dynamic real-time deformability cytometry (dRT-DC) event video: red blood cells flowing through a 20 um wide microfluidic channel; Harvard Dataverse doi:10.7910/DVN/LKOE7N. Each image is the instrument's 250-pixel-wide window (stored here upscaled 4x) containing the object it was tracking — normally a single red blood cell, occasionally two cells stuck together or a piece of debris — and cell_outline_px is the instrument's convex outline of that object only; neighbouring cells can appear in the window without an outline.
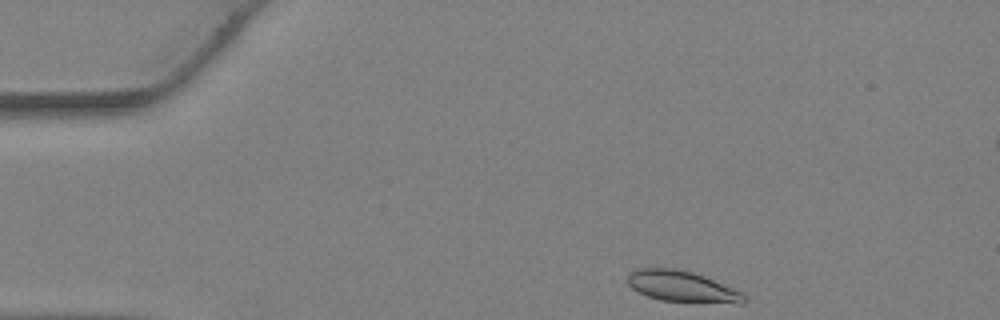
{"species": "Egyptian fruit bat (a non-hibernating species)", "species_latin": "Rousettus aegyptiacus", "temperature_condition": "warm", "stored_images_in_passage": 26, "camera_frame_rate_fps": 3000, "um_per_image_px": 0.085, "animal": {"sex": "female"}, "frame": {"image": 1, "passage_image": 1, "time_ms": 0.0, "image_size_px": [1000, 320], "cell_outline_px": [[748, 300], [744, 304], [740, 304], [660, 300], [648, 296], [632, 288], [628, 284], [628, 272], [636, 268], [676, 268], [692, 272], [704, 276], [744, 292], [748, 296]], "centroid_in_image_um": [58.04, 24.36], "position_along_channel_um": 27.0, "area_um2": 21.33}}
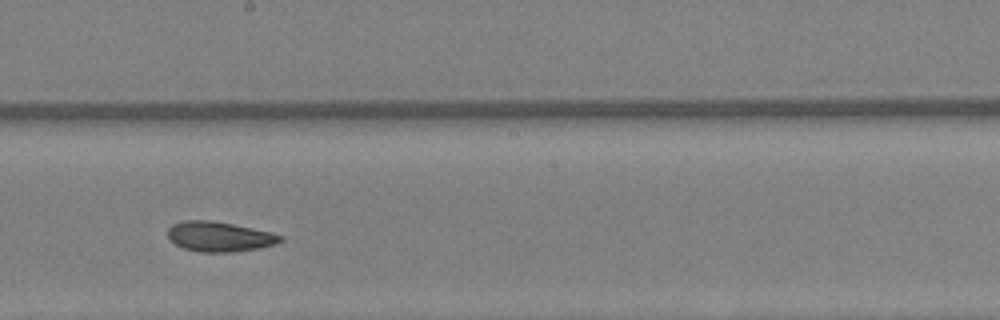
{"frame": {"image": 2, "passage_image": 16, "time_ms": 5.0, "image_size_px": [1000, 320], "cell_outline_px": [[284, 240], [276, 244], [256, 248], [232, 252], [200, 252], [184, 248], [168, 240], [168, 228], [172, 224], [184, 220], [212, 220], [272, 232], [284, 236]], "centroid_in_image_um": [18.64, 20.1], "position_along_channel_um": 229.6, "area_um2": 19.71}}
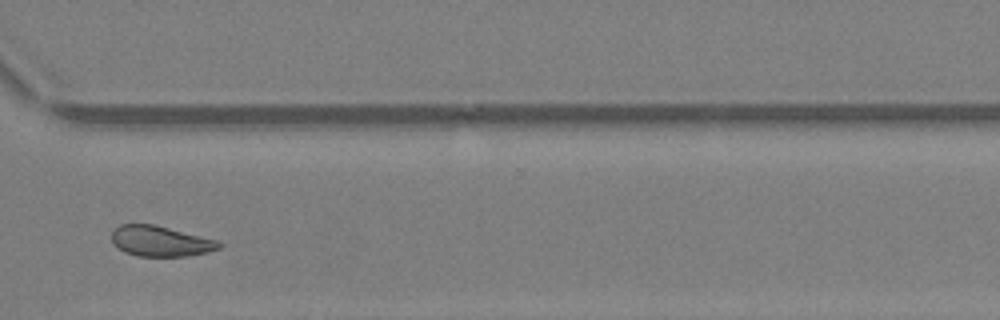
{"frame": {"image": 3, "passage_image": 23, "time_ms": 7.333, "image_size_px": [1000, 320], "cell_outline_px": [[224, 244], [220, 248], [208, 252], [188, 256], [136, 256], [124, 252], [112, 244], [112, 232], [120, 224], [156, 224], [220, 240]], "centroid_in_image_um": [13.68, 20.49], "position_along_channel_um": 356.9, "area_um2": 19.48}}